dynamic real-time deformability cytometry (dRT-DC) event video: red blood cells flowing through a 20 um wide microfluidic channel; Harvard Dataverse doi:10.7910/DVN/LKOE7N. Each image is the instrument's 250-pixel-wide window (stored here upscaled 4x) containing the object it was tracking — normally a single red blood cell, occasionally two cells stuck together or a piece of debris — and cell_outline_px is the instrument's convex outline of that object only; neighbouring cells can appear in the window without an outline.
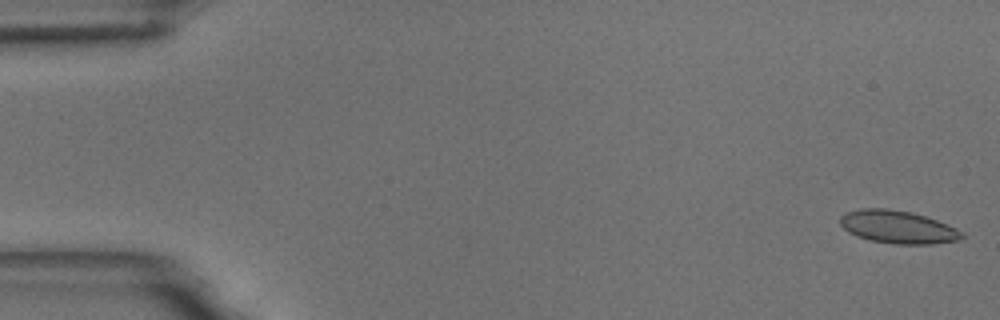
{"species": "common noctule bat (a hibernating species)", "species_latin": "Nyctalus noctula", "temperature_condition": "room temperature", "stored_images_in_passage": 14, "camera_frame_rate_fps": 3000, "um_per_image_px": 0.085, "animal": {"sex": "male", "body_mass_g": 18.8}, "frame": {"image": 1, "passage_image": 2, "time_ms": 0.333, "image_size_px": [1000, 320], "cell_outline_px": [[964, 236], [960, 240], [932, 244], [892, 244], [872, 240], [856, 236], [848, 232], [840, 224], [840, 216], [848, 212], [860, 208], [884, 208], [912, 212], [936, 220], [956, 228], [964, 232]], "centroid_in_image_um": [76.32, 19.3], "position_along_channel_um": 8.7, "area_um2": 23.29}}